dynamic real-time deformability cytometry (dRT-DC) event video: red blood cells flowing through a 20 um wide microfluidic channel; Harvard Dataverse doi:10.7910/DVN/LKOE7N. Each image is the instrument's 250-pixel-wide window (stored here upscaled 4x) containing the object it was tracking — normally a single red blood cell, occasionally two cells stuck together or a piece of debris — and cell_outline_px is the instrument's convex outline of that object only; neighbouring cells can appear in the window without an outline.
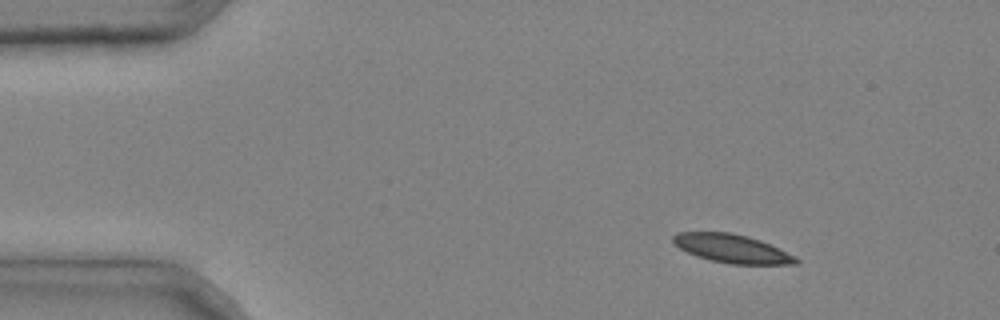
{"species": "common noctule bat (a hibernating species)", "species_latin": "Nyctalus noctula", "temperature_condition": "cold", "stored_images_in_passage": 3, "camera_frame_rate_fps": 3000, "um_per_image_px": 0.085, "animal": {"sex": "male", "body_mass_g": 20.4}, "frame": {"image": 1, "passage_image": 1, "time_ms": 0.0, "image_size_px": [1000, 320], "cell_outline_px": [[800, 260], [796, 264], [728, 264], [696, 256], [680, 248], [672, 240], [672, 236], [680, 232], [732, 232], [748, 236], [760, 240], [796, 256]], "centroid_in_image_um": [62.24, 21.13], "position_along_channel_um": 22.8, "area_um2": 20.29}}